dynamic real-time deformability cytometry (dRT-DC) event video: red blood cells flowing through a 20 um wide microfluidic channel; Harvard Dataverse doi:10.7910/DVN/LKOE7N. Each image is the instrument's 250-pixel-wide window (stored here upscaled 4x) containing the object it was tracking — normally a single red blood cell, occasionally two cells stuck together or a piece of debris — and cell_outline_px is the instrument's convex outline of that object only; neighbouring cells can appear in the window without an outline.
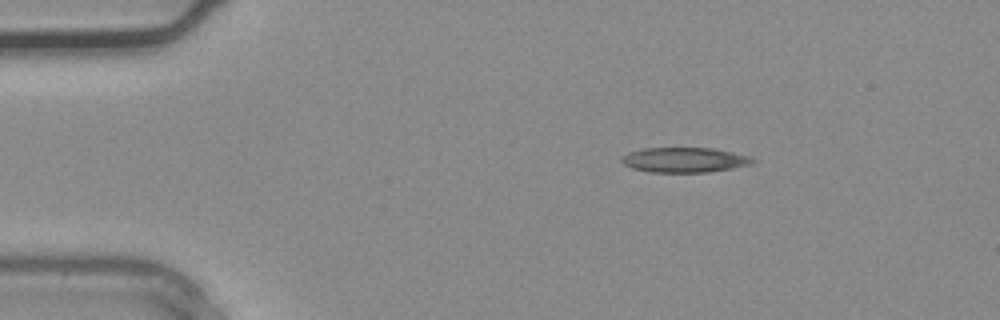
{"species": "common noctule bat (a hibernating species)", "species_latin": "Nyctalus noctula", "temperature_condition": "warm", "stored_images_in_passage": 31, "camera_frame_rate_fps": 3000, "um_per_image_px": 0.085, "animal": {"sex": "male", "body_mass_g": 20.4}, "frame": {"image": 1, "passage_image": 1, "time_ms": 0.0, "image_size_px": [1000, 320], "cell_outline_px": [[756, 160], [752, 164], [708, 172], [648, 172], [632, 168], [624, 164], [620, 160], [620, 156], [628, 152], [644, 148], [712, 148], [748, 156]], "centroid_in_image_um": [58.11, 13.59], "position_along_channel_um": 26.9, "area_um2": 18.96}}
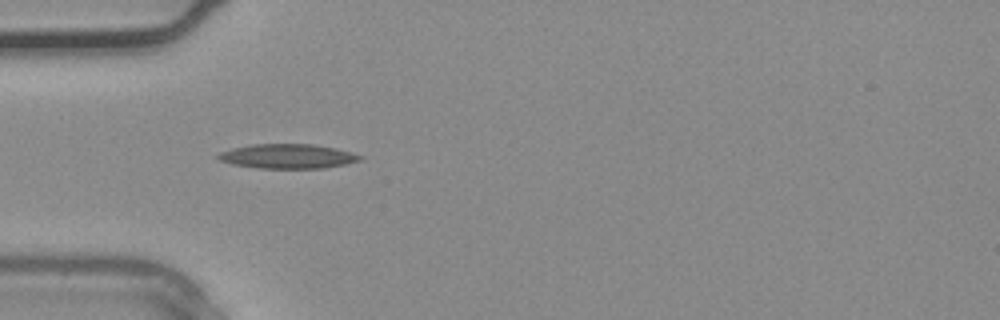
{"frame": {"image": 2, "passage_image": 6, "time_ms": 1.667, "image_size_px": [1000, 320], "cell_outline_px": [[364, 160], [324, 168], [260, 168], [232, 164], [220, 160], [216, 156], [220, 152], [232, 148], [252, 144], [312, 144], [336, 148], [352, 152], [364, 156]], "centroid_in_image_um": [24.49, 13.28], "position_along_channel_um": 60.5, "area_um2": 20.29}}
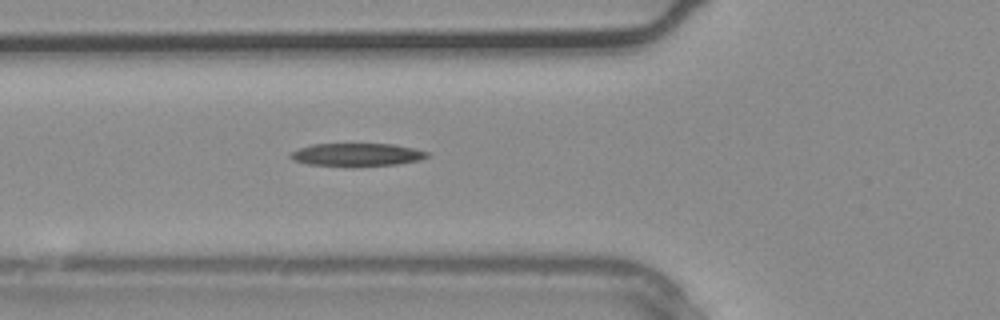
{"frame": {"image": 3, "passage_image": 8, "time_ms": 2.333, "image_size_px": [1000, 320], "cell_outline_px": [[432, 156], [420, 160], [396, 164], [356, 168], [348, 168], [308, 164], [292, 160], [288, 156], [292, 152], [300, 148], [312, 144], [396, 144], [416, 148], [428, 152]], "centroid_in_image_um": [30.37, 13.17], "position_along_channel_um": 95.4, "area_um2": 19.02}}